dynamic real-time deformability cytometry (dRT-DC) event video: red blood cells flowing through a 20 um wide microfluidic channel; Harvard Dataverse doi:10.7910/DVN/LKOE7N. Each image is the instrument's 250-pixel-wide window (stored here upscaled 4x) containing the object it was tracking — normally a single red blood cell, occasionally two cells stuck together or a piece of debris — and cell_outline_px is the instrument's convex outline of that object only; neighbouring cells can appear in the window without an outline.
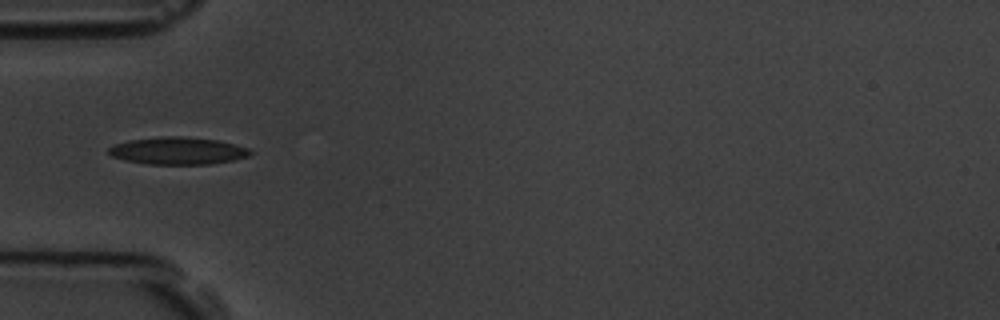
{"species": "common noctule bat (a hibernating species)", "species_latin": "Nyctalus noctula", "temperature_condition": "room temperature", "stored_images_in_passage": 5, "camera_frame_rate_fps": 3000, "um_per_image_px": 0.085, "animal": {"sex": "male", "body_mass_g": 19.5, "forearm_length_mm": 54.6}, "frame": {"image": 1, "passage_image": 5, "time_ms": 4.333, "image_size_px": [1000, 320], "cell_outline_px": [[252, 152], [248, 156], [232, 160], [212, 164], [148, 164], [124, 160], [112, 156], [108, 152], [108, 148], [116, 144], [128, 140], [160, 136], [184, 136], [216, 140], [248, 148]], "centroid_in_image_um": [15.08, 12.81], "position_along_channel_um": 69.9, "area_um2": 22.43}}